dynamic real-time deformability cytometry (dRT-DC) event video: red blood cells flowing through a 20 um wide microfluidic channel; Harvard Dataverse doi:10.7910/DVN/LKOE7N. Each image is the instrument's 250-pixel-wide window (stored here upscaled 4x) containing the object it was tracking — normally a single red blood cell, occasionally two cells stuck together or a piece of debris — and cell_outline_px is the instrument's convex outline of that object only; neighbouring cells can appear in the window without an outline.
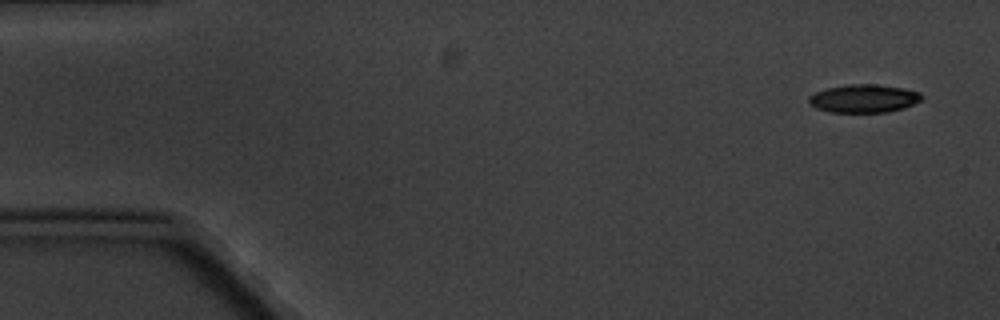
{"species": "common noctule bat (a hibernating species)", "species_latin": "Nyctalus noctula", "temperature_condition": "cold", "stored_images_in_passage": 15, "camera_frame_rate_fps": 3000, "um_per_image_px": 0.085, "animal": {"sex": "male", "body_mass_g": 20.1, "forearm_length_mm": 53.5}, "frame": {"image": 1, "passage_image": 1, "time_ms": 0.0, "image_size_px": [1000, 320], "cell_outline_px": [[924, 96], [920, 100], [904, 108], [888, 112], [832, 112], [816, 108], [808, 104], [808, 96], [816, 92], [828, 88], [848, 84], [876, 84], [904, 88], [920, 92]], "centroid_in_image_um": [73.42, 8.37], "position_along_channel_um": 11.6, "area_um2": 18.55}}
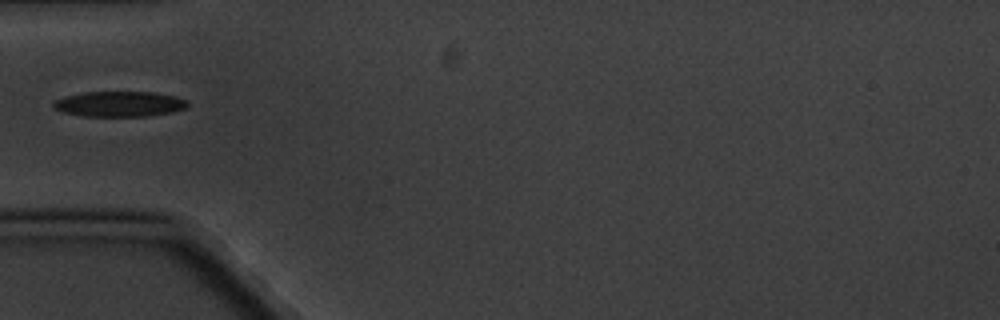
{"frame": {"image": 2, "passage_image": 5, "time_ms": 5.333, "image_size_px": [1000, 320], "cell_outline_px": [[188, 104], [184, 108], [172, 112], [148, 116], [84, 116], [64, 112], [52, 108], [52, 104], [56, 100], [64, 96], [84, 92], [152, 92], [172, 96], [188, 100]], "centroid_in_image_um": [10.12, 8.84], "position_along_channel_um": 74.9, "area_um2": 19.71}, "authors_computed_cell_mechanics": {"area_um2": 19.4786, "velocity_mm_per_s": 3.285, "shape_relaxation_time_tau1_ms": 3.9892, "shape_relaxation_time_tau2_ms": 3.7508, "deformation_change_tau1": 0.1454, "deformation_change_tau2": 0.1178}}